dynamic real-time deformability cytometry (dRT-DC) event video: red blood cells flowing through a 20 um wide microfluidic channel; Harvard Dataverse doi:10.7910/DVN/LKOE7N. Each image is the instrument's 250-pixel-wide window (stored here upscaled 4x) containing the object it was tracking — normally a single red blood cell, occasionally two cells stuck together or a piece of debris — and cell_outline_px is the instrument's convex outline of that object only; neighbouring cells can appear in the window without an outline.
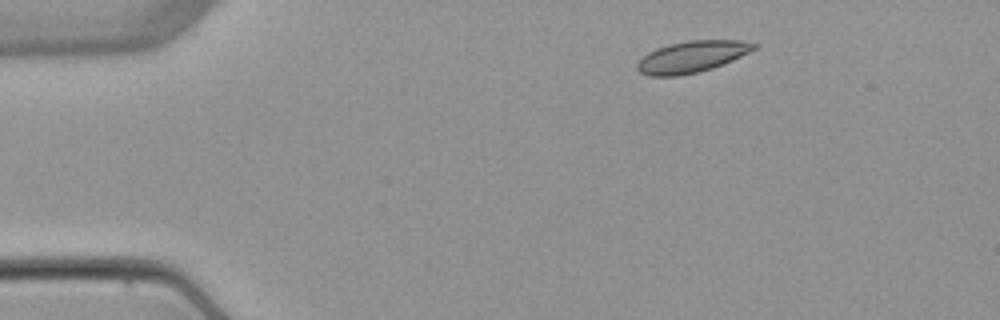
{"species": "common noctule bat (a hibernating species)", "species_latin": "Nyctalus noctula", "temperature_condition": "warm", "stored_images_in_passage": 4, "camera_frame_rate_fps": 3000, "um_per_image_px": 0.085, "animal": {"sex": "female", "body_mass_g": 22.7, "forearm_length_mm": 54.2}, "frame": {"image": 1, "passage_image": 2, "time_ms": 1.333, "image_size_px": [1000, 320], "cell_outline_px": [[760, 44], [756, 48], [732, 60], [712, 68], [700, 72], [680, 76], [648, 76], [640, 72], [636, 68], [636, 64], [648, 52], [656, 48], [668, 44], [688, 40], [740, 40]], "centroid_in_image_um": [58.79, 4.82], "position_along_channel_um": 26.2, "area_um2": 21.5}}